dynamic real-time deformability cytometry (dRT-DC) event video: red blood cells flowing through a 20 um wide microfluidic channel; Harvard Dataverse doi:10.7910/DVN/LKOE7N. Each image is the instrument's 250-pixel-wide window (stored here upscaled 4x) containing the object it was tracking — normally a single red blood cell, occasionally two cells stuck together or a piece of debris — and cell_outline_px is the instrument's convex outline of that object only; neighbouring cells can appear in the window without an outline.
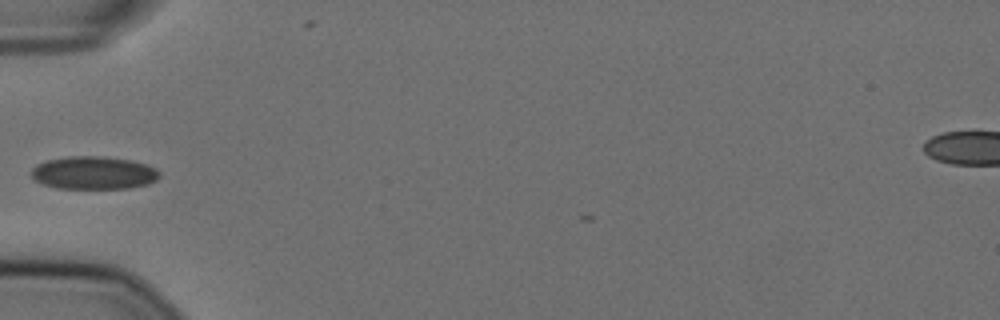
{"species": "Egyptian fruit bat (a non-hibernating species)", "species_latin": "Rousettus aegyptiacus", "temperature_condition": "cold", "stored_images_in_passage": 5, "camera_frame_rate_fps": 3000, "um_per_image_px": 0.085, "animal": {"sex": "female"}, "frame": {"image": 1, "passage_image": 1, "time_ms": 0.0, "image_size_px": [1000, 320], "cell_outline_px": [[160, 176], [156, 180], [148, 184], [128, 188], [56, 188], [44, 184], [36, 180], [32, 176], [32, 168], [36, 164], [48, 160], [68, 156], [100, 156], [132, 160], [148, 164], [156, 168], [160, 172]], "centroid_in_image_um": [8.0, 14.68], "position_along_channel_um": 77.0, "area_um2": 24.62}}